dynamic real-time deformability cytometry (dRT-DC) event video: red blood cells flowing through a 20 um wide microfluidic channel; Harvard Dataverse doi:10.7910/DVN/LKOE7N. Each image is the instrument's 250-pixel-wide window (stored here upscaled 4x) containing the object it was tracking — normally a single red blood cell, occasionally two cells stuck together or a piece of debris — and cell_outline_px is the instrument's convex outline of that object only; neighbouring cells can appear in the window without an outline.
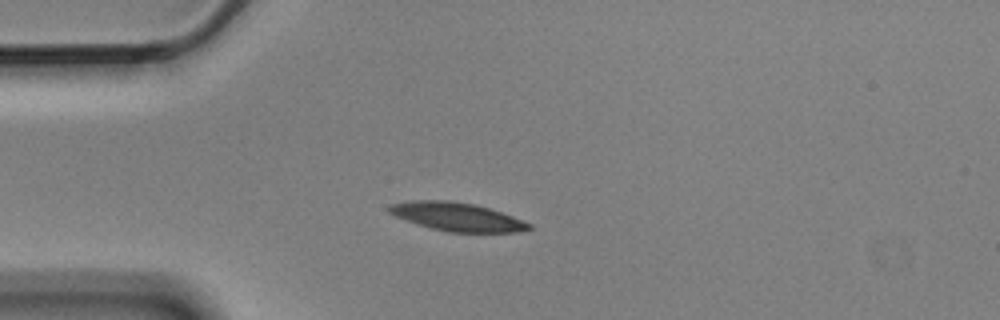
{"species": "Egyptian fruit bat (a non-hibernating species)", "species_latin": "Rousettus aegyptiacus", "temperature_condition": "cold", "stored_images_in_passage": 7, "camera_frame_rate_fps": 3000, "um_per_image_px": 0.085, "animal": {"sex": "male"}, "frame": {"image": 1, "passage_image": 4, "time_ms": 1.0, "image_size_px": [1000, 320], "cell_outline_px": [[532, 228], [516, 232], [448, 232], [416, 224], [396, 216], [388, 212], [384, 208], [388, 204], [412, 200], [448, 200], [476, 204], [512, 216], [532, 224]], "centroid_in_image_um": [38.79, 18.41], "position_along_channel_um": 46.2, "area_um2": 23.24}}
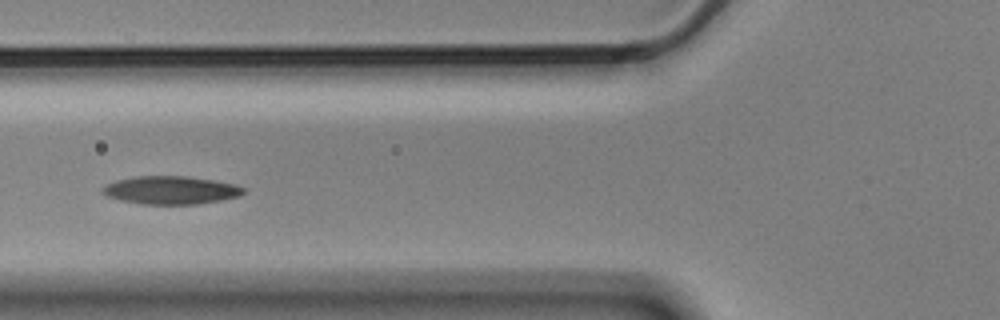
{"frame": {"image": 2, "passage_image": 6, "time_ms": 1.667, "image_size_px": [1000, 320], "cell_outline_px": [[244, 192], [240, 196], [220, 200], [196, 204], [140, 204], [120, 200], [104, 196], [100, 192], [100, 188], [116, 180], [136, 176], [188, 176], [236, 184], [244, 188]], "centroid_in_image_um": [14.47, 16.16], "position_along_channel_um": 111.3, "area_um2": 23.18}}
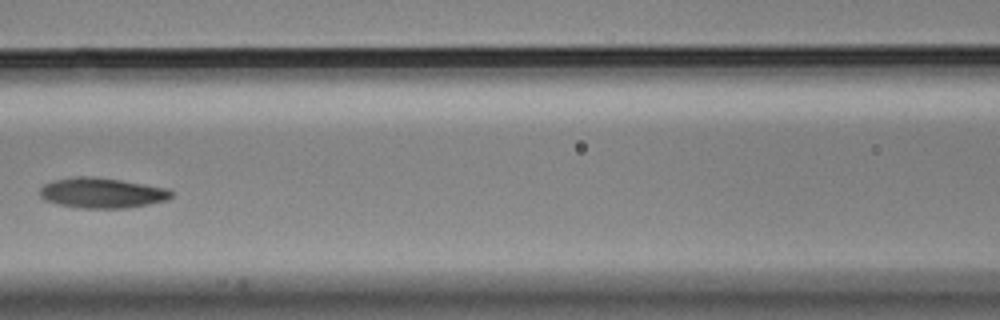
{"frame": {"image": 3, "passage_image": 7, "time_ms": 2.0, "image_size_px": [1000, 320], "cell_outline_px": [[172, 196], [168, 200], [148, 204], [124, 208], [80, 208], [56, 204], [44, 200], [40, 196], [40, 188], [44, 184], [52, 180], [72, 176], [92, 176], [120, 180], [168, 188], [172, 192]], "centroid_in_image_um": [8.63, 16.39], "position_along_channel_um": 158.0, "area_um2": 23.35}}